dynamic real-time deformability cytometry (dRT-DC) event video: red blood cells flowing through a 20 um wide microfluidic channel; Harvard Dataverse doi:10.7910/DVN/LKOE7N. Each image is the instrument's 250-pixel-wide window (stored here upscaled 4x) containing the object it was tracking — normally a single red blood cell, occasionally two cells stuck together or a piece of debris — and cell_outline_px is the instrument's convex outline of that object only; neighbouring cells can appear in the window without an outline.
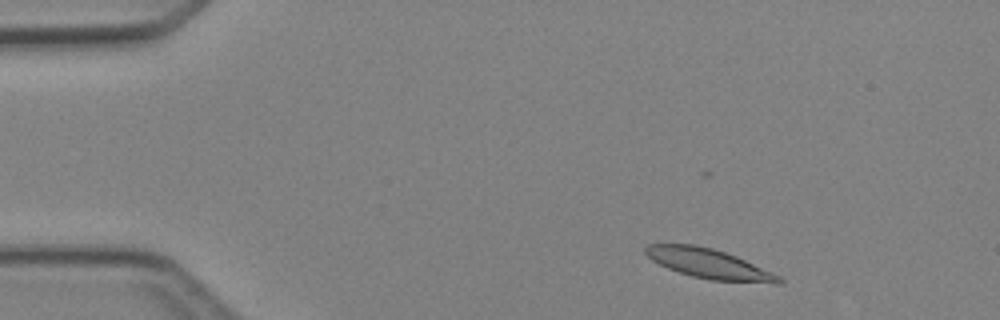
{"species": "Egyptian fruit bat (a non-hibernating species)", "species_latin": "Rousettus aegyptiacus", "temperature_condition": "cold", "stored_images_in_passage": 4, "camera_frame_rate_fps": 3000, "um_per_image_px": 0.085, "animal": {"sex": "female"}, "frame": {"image": 1, "passage_image": 2, "time_ms": 1.0, "image_size_px": [1000, 320], "cell_outline_px": [[784, 284], [776, 284], [712, 280], [692, 276], [668, 268], [652, 260], [644, 252], [644, 248], [648, 244], [696, 244], [712, 248], [736, 256], [772, 272], [780, 276], [784, 280]], "centroid_in_image_um": [60.3, 22.42], "position_along_channel_um": 24.7, "area_um2": 23.06}}